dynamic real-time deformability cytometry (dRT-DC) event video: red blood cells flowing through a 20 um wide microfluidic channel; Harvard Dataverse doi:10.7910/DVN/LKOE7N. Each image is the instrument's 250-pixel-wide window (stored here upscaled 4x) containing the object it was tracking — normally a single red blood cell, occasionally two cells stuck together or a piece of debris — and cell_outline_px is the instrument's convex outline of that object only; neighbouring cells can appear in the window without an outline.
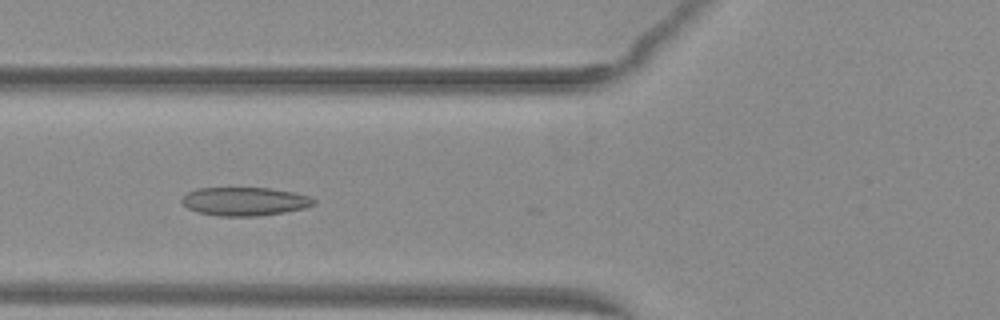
{"species": "common noctule bat (a hibernating species)", "species_latin": "Nyctalus noctula", "temperature_condition": "warm", "stored_images_in_passage": 51, "camera_frame_rate_fps": 3000, "um_per_image_px": 0.085, "animal": {"sex": "female", "body_mass_g": 29.2, "forearm_length_mm": 56.3}, "frame": {"image": 1, "passage_image": 20, "time_ms": 6.333, "image_size_px": [1000, 320], "cell_outline_px": [[316, 204], [304, 208], [284, 212], [260, 216], [216, 216], [196, 212], [188, 208], [180, 200], [188, 192], [196, 188], [272, 188], [292, 192], [308, 196], [316, 200]], "centroid_in_image_um": [20.79, 17.12], "position_along_channel_um": 105.0, "area_um2": 21.96}}
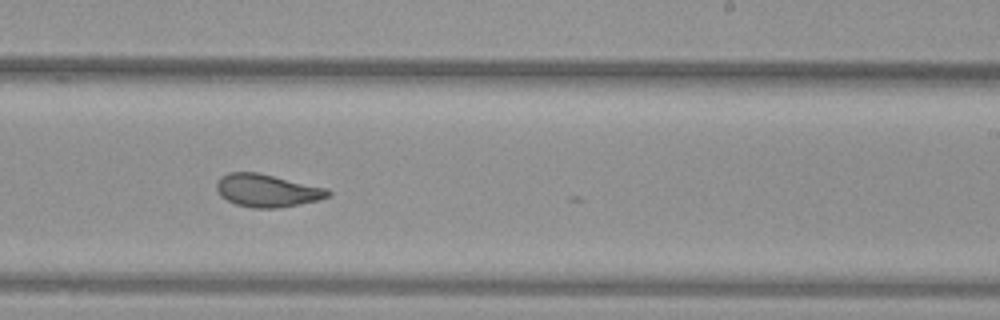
{"frame": {"image": 2, "passage_image": 32, "time_ms": 10.333, "image_size_px": [1000, 320], "cell_outline_px": [[332, 196], [320, 200], [300, 204], [276, 208], [252, 208], [236, 204], [220, 196], [216, 188], [216, 184], [220, 176], [228, 172], [256, 172], [328, 188], [332, 192]], "centroid_in_image_um": [22.73, 16.2], "position_along_channel_um": 266.3, "area_um2": 21.44}}
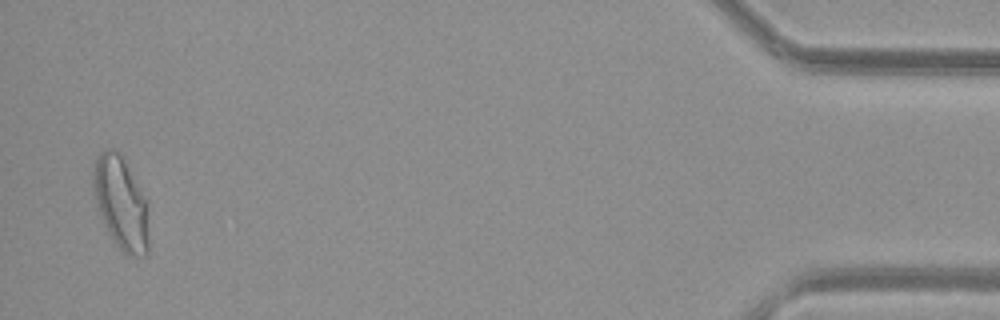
{"frame": {"image": 3, "passage_image": 50, "time_ms": 16.333, "image_size_px": [1000, 320], "cell_outline_px": [[148, 256], [144, 256], [124, 252], [116, 244], [108, 232], [100, 216], [92, 192], [92, 164], [96, 156], [100, 152], [108, 148], [116, 148], [120, 152], [148, 200]], "centroid_in_image_um": [10.26, 17.18], "position_along_channel_um": 424.9, "area_um2": 30.69}, "authors_computed_cell_mechanics": {"area_um2": 23.5824, "velocity_mm_per_s": 4.035, "shape_relaxation_time_tau1_ms": null, "shape_relaxation_time_tau2_ms": 1.4925, "deformation_change_tau1": null, "deformation_change_tau2": 0.0863}}